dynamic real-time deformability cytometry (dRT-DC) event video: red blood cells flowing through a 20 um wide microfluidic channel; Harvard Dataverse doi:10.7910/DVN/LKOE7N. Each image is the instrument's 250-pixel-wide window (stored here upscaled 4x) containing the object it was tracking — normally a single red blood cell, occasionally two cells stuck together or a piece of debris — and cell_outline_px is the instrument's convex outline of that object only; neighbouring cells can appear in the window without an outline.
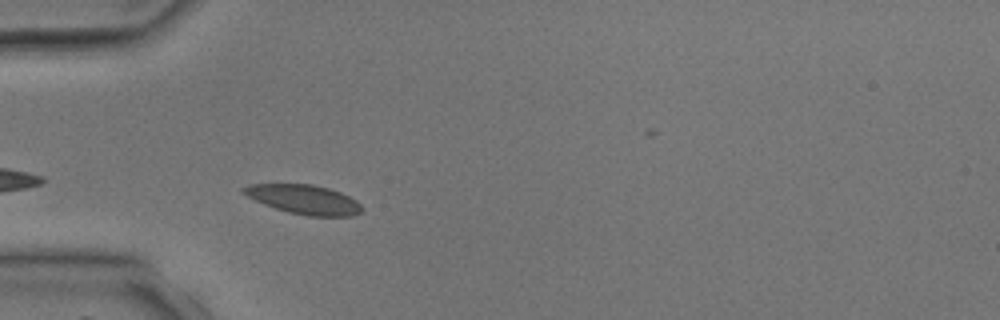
{"species": "common noctule bat (a hibernating species)", "species_latin": "Nyctalus noctula", "temperature_condition": "room temperature", "stored_images_in_passage": 3, "camera_frame_rate_fps": 3000, "um_per_image_px": 0.085, "animal": {"sex": "male", "body_mass_g": 17.9, "forearm_length_mm": 54.2}, "frame": {"image": 1, "passage_image": 3, "time_ms": 2.333, "image_size_px": [1000, 320], "cell_outline_px": [[364, 208], [360, 212], [352, 216], [308, 216], [288, 212], [264, 204], [240, 192], [240, 188], [248, 184], [312, 184], [328, 188], [340, 192], [356, 200]], "centroid_in_image_um": [25.83, 16.95], "position_along_channel_um": 59.2, "area_um2": 20.17}}